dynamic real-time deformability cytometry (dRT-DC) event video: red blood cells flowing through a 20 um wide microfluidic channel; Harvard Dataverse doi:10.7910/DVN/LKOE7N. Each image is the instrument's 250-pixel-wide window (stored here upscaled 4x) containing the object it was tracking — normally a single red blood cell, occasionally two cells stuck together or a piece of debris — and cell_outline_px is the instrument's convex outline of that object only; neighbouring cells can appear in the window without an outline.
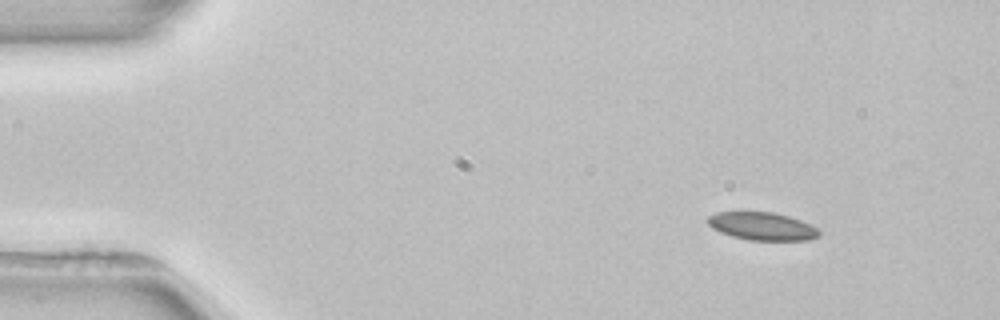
{"species": "common noctule bat (a hibernating species)", "species_latin": "Nyctalus noctula", "temperature_condition": "room temperature", "stored_images_in_passage": 3, "camera_frame_rate_fps": 3000, "um_per_image_px": 0.085, "animal": {"sex": "female", "body_mass_g": 22.7, "forearm_length_mm": 54.2}, "frame": {"image": 1, "passage_image": 1, "time_ms": 0.0, "image_size_px": [1000, 320], "cell_outline_px": [[820, 236], [808, 240], [748, 240], [732, 236], [720, 232], [712, 228], [708, 224], [708, 216], [716, 212], [772, 212], [788, 216], [800, 220], [816, 228], [820, 232]], "centroid_in_image_um": [64.76, 19.23], "position_along_channel_um": 20.2, "area_um2": 17.98}}
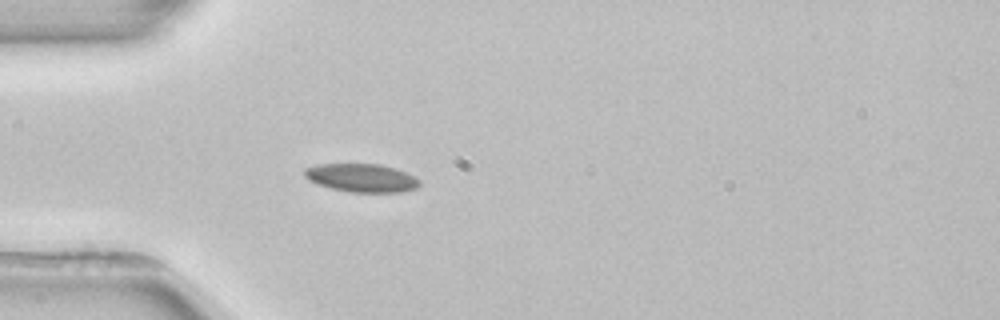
{"frame": {"image": 2, "passage_image": 3, "time_ms": 3.0, "image_size_px": [1000, 320], "cell_outline_px": [[420, 184], [416, 188], [400, 192], [352, 192], [332, 188], [316, 184], [308, 180], [304, 176], [304, 168], [316, 164], [380, 164], [396, 168], [416, 176], [420, 180]], "centroid_in_image_um": [30.73, 15.11], "position_along_channel_um": 54.3, "area_um2": 19.13}}